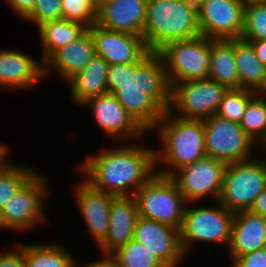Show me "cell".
I'll return each mask as SVG.
<instances>
[{
  "label": "cell",
  "instance_id": "cell-20",
  "mask_svg": "<svg viewBox=\"0 0 266 267\" xmlns=\"http://www.w3.org/2000/svg\"><path fill=\"white\" fill-rule=\"evenodd\" d=\"M139 217L134 196H115L109 215V232L99 245L101 254L111 255L125 246L134 236V226Z\"/></svg>",
  "mask_w": 266,
  "mask_h": 267
},
{
  "label": "cell",
  "instance_id": "cell-15",
  "mask_svg": "<svg viewBox=\"0 0 266 267\" xmlns=\"http://www.w3.org/2000/svg\"><path fill=\"white\" fill-rule=\"evenodd\" d=\"M133 239L146 246L167 267H177L185 257L179 229L168 224L138 217Z\"/></svg>",
  "mask_w": 266,
  "mask_h": 267
},
{
  "label": "cell",
  "instance_id": "cell-38",
  "mask_svg": "<svg viewBox=\"0 0 266 267\" xmlns=\"http://www.w3.org/2000/svg\"><path fill=\"white\" fill-rule=\"evenodd\" d=\"M249 211L266 217V188L256 197Z\"/></svg>",
  "mask_w": 266,
  "mask_h": 267
},
{
  "label": "cell",
  "instance_id": "cell-32",
  "mask_svg": "<svg viewBox=\"0 0 266 267\" xmlns=\"http://www.w3.org/2000/svg\"><path fill=\"white\" fill-rule=\"evenodd\" d=\"M241 38L244 40H266V1L246 2Z\"/></svg>",
  "mask_w": 266,
  "mask_h": 267
},
{
  "label": "cell",
  "instance_id": "cell-21",
  "mask_svg": "<svg viewBox=\"0 0 266 267\" xmlns=\"http://www.w3.org/2000/svg\"><path fill=\"white\" fill-rule=\"evenodd\" d=\"M95 54L94 38L87 29L79 38L56 50L44 62V76L46 78L54 70L66 82L83 70Z\"/></svg>",
  "mask_w": 266,
  "mask_h": 267
},
{
  "label": "cell",
  "instance_id": "cell-7",
  "mask_svg": "<svg viewBox=\"0 0 266 267\" xmlns=\"http://www.w3.org/2000/svg\"><path fill=\"white\" fill-rule=\"evenodd\" d=\"M216 205L191 208L186 205L180 232L183 251L186 253L194 242L229 245L234 212L215 201Z\"/></svg>",
  "mask_w": 266,
  "mask_h": 267
},
{
  "label": "cell",
  "instance_id": "cell-12",
  "mask_svg": "<svg viewBox=\"0 0 266 267\" xmlns=\"http://www.w3.org/2000/svg\"><path fill=\"white\" fill-rule=\"evenodd\" d=\"M227 163L208 156L183 166L171 178L188 203L198 202L208 195L218 201Z\"/></svg>",
  "mask_w": 266,
  "mask_h": 267
},
{
  "label": "cell",
  "instance_id": "cell-19",
  "mask_svg": "<svg viewBox=\"0 0 266 267\" xmlns=\"http://www.w3.org/2000/svg\"><path fill=\"white\" fill-rule=\"evenodd\" d=\"M44 77L43 62L39 63L21 50H0V90L28 91Z\"/></svg>",
  "mask_w": 266,
  "mask_h": 267
},
{
  "label": "cell",
  "instance_id": "cell-4",
  "mask_svg": "<svg viewBox=\"0 0 266 267\" xmlns=\"http://www.w3.org/2000/svg\"><path fill=\"white\" fill-rule=\"evenodd\" d=\"M201 36L197 2L194 0H148L143 28L147 49L158 52L172 41Z\"/></svg>",
  "mask_w": 266,
  "mask_h": 267
},
{
  "label": "cell",
  "instance_id": "cell-33",
  "mask_svg": "<svg viewBox=\"0 0 266 267\" xmlns=\"http://www.w3.org/2000/svg\"><path fill=\"white\" fill-rule=\"evenodd\" d=\"M100 0H61L62 19L78 22L90 28L96 23Z\"/></svg>",
  "mask_w": 266,
  "mask_h": 267
},
{
  "label": "cell",
  "instance_id": "cell-36",
  "mask_svg": "<svg viewBox=\"0 0 266 267\" xmlns=\"http://www.w3.org/2000/svg\"><path fill=\"white\" fill-rule=\"evenodd\" d=\"M15 249L0 252V267H25L24 245H18Z\"/></svg>",
  "mask_w": 266,
  "mask_h": 267
},
{
  "label": "cell",
  "instance_id": "cell-27",
  "mask_svg": "<svg viewBox=\"0 0 266 267\" xmlns=\"http://www.w3.org/2000/svg\"><path fill=\"white\" fill-rule=\"evenodd\" d=\"M25 267H76V258L61 244L30 243L24 245Z\"/></svg>",
  "mask_w": 266,
  "mask_h": 267
},
{
  "label": "cell",
  "instance_id": "cell-23",
  "mask_svg": "<svg viewBox=\"0 0 266 267\" xmlns=\"http://www.w3.org/2000/svg\"><path fill=\"white\" fill-rule=\"evenodd\" d=\"M109 63L102 57L94 55L83 70L75 73L66 83L70 86V98L75 105L108 93L107 72Z\"/></svg>",
  "mask_w": 266,
  "mask_h": 267
},
{
  "label": "cell",
  "instance_id": "cell-5",
  "mask_svg": "<svg viewBox=\"0 0 266 267\" xmlns=\"http://www.w3.org/2000/svg\"><path fill=\"white\" fill-rule=\"evenodd\" d=\"M133 196L140 217L180 230L188 202L171 177L155 173Z\"/></svg>",
  "mask_w": 266,
  "mask_h": 267
},
{
  "label": "cell",
  "instance_id": "cell-3",
  "mask_svg": "<svg viewBox=\"0 0 266 267\" xmlns=\"http://www.w3.org/2000/svg\"><path fill=\"white\" fill-rule=\"evenodd\" d=\"M156 129L163 146L159 150L155 149L157 174L171 177L183 166L206 156L203 120L178 118L167 111ZM160 162L168 168L158 169Z\"/></svg>",
  "mask_w": 266,
  "mask_h": 267
},
{
  "label": "cell",
  "instance_id": "cell-30",
  "mask_svg": "<svg viewBox=\"0 0 266 267\" xmlns=\"http://www.w3.org/2000/svg\"><path fill=\"white\" fill-rule=\"evenodd\" d=\"M111 255L121 267H167L158 256L134 239Z\"/></svg>",
  "mask_w": 266,
  "mask_h": 267
},
{
  "label": "cell",
  "instance_id": "cell-44",
  "mask_svg": "<svg viewBox=\"0 0 266 267\" xmlns=\"http://www.w3.org/2000/svg\"><path fill=\"white\" fill-rule=\"evenodd\" d=\"M0 229H1V230H2V229L5 230V227H4L3 222H2V220H1V216H0Z\"/></svg>",
  "mask_w": 266,
  "mask_h": 267
},
{
  "label": "cell",
  "instance_id": "cell-2",
  "mask_svg": "<svg viewBox=\"0 0 266 267\" xmlns=\"http://www.w3.org/2000/svg\"><path fill=\"white\" fill-rule=\"evenodd\" d=\"M128 143L103 149L79 163L85 181L115 196H133L155 173V150Z\"/></svg>",
  "mask_w": 266,
  "mask_h": 267
},
{
  "label": "cell",
  "instance_id": "cell-26",
  "mask_svg": "<svg viewBox=\"0 0 266 267\" xmlns=\"http://www.w3.org/2000/svg\"><path fill=\"white\" fill-rule=\"evenodd\" d=\"M41 38L42 61L45 62L56 50L79 38L88 28L81 23L66 19L50 20L37 26Z\"/></svg>",
  "mask_w": 266,
  "mask_h": 267
},
{
  "label": "cell",
  "instance_id": "cell-16",
  "mask_svg": "<svg viewBox=\"0 0 266 267\" xmlns=\"http://www.w3.org/2000/svg\"><path fill=\"white\" fill-rule=\"evenodd\" d=\"M148 0L100 1L96 25L110 31L143 36Z\"/></svg>",
  "mask_w": 266,
  "mask_h": 267
},
{
  "label": "cell",
  "instance_id": "cell-17",
  "mask_svg": "<svg viewBox=\"0 0 266 267\" xmlns=\"http://www.w3.org/2000/svg\"><path fill=\"white\" fill-rule=\"evenodd\" d=\"M88 29L94 38L96 55L109 65L137 62L148 51L143 36L106 30L96 24Z\"/></svg>",
  "mask_w": 266,
  "mask_h": 267
},
{
  "label": "cell",
  "instance_id": "cell-34",
  "mask_svg": "<svg viewBox=\"0 0 266 267\" xmlns=\"http://www.w3.org/2000/svg\"><path fill=\"white\" fill-rule=\"evenodd\" d=\"M59 19H62L61 0H36L33 13L26 20L38 26Z\"/></svg>",
  "mask_w": 266,
  "mask_h": 267
},
{
  "label": "cell",
  "instance_id": "cell-6",
  "mask_svg": "<svg viewBox=\"0 0 266 267\" xmlns=\"http://www.w3.org/2000/svg\"><path fill=\"white\" fill-rule=\"evenodd\" d=\"M161 55L170 87L181 81L207 79L211 61V39L199 36L190 40L172 41L161 48Z\"/></svg>",
  "mask_w": 266,
  "mask_h": 267
},
{
  "label": "cell",
  "instance_id": "cell-42",
  "mask_svg": "<svg viewBox=\"0 0 266 267\" xmlns=\"http://www.w3.org/2000/svg\"><path fill=\"white\" fill-rule=\"evenodd\" d=\"M257 94H258L260 97L266 99V79H265V83H264L263 87L259 90V92H258Z\"/></svg>",
  "mask_w": 266,
  "mask_h": 267
},
{
  "label": "cell",
  "instance_id": "cell-18",
  "mask_svg": "<svg viewBox=\"0 0 266 267\" xmlns=\"http://www.w3.org/2000/svg\"><path fill=\"white\" fill-rule=\"evenodd\" d=\"M75 195L78 210L84 218L91 237L100 245L109 232V215L115 195L94 189L83 180L76 185Z\"/></svg>",
  "mask_w": 266,
  "mask_h": 267
},
{
  "label": "cell",
  "instance_id": "cell-31",
  "mask_svg": "<svg viewBox=\"0 0 266 267\" xmlns=\"http://www.w3.org/2000/svg\"><path fill=\"white\" fill-rule=\"evenodd\" d=\"M257 95V92L244 89H228L222 98L215 115L220 118L240 123L248 103Z\"/></svg>",
  "mask_w": 266,
  "mask_h": 267
},
{
  "label": "cell",
  "instance_id": "cell-24",
  "mask_svg": "<svg viewBox=\"0 0 266 267\" xmlns=\"http://www.w3.org/2000/svg\"><path fill=\"white\" fill-rule=\"evenodd\" d=\"M208 78L227 89L240 88L234 54V39H211V61Z\"/></svg>",
  "mask_w": 266,
  "mask_h": 267
},
{
  "label": "cell",
  "instance_id": "cell-40",
  "mask_svg": "<svg viewBox=\"0 0 266 267\" xmlns=\"http://www.w3.org/2000/svg\"><path fill=\"white\" fill-rule=\"evenodd\" d=\"M102 258V259H101ZM99 260L85 264L84 267H121L112 255H104Z\"/></svg>",
  "mask_w": 266,
  "mask_h": 267
},
{
  "label": "cell",
  "instance_id": "cell-37",
  "mask_svg": "<svg viewBox=\"0 0 266 267\" xmlns=\"http://www.w3.org/2000/svg\"><path fill=\"white\" fill-rule=\"evenodd\" d=\"M8 6L22 19H27L34 10L36 0H5Z\"/></svg>",
  "mask_w": 266,
  "mask_h": 267
},
{
  "label": "cell",
  "instance_id": "cell-29",
  "mask_svg": "<svg viewBox=\"0 0 266 267\" xmlns=\"http://www.w3.org/2000/svg\"><path fill=\"white\" fill-rule=\"evenodd\" d=\"M245 133L256 143L266 141V99L258 94L248 103L240 122Z\"/></svg>",
  "mask_w": 266,
  "mask_h": 267
},
{
  "label": "cell",
  "instance_id": "cell-43",
  "mask_svg": "<svg viewBox=\"0 0 266 267\" xmlns=\"http://www.w3.org/2000/svg\"><path fill=\"white\" fill-rule=\"evenodd\" d=\"M246 2H265L266 0H245Z\"/></svg>",
  "mask_w": 266,
  "mask_h": 267
},
{
  "label": "cell",
  "instance_id": "cell-41",
  "mask_svg": "<svg viewBox=\"0 0 266 267\" xmlns=\"http://www.w3.org/2000/svg\"><path fill=\"white\" fill-rule=\"evenodd\" d=\"M9 147L5 146L4 144L0 143V167L8 160Z\"/></svg>",
  "mask_w": 266,
  "mask_h": 267
},
{
  "label": "cell",
  "instance_id": "cell-1",
  "mask_svg": "<svg viewBox=\"0 0 266 267\" xmlns=\"http://www.w3.org/2000/svg\"><path fill=\"white\" fill-rule=\"evenodd\" d=\"M107 87L145 132L154 131L169 110L171 87L158 52L148 50L137 62L109 65Z\"/></svg>",
  "mask_w": 266,
  "mask_h": 267
},
{
  "label": "cell",
  "instance_id": "cell-9",
  "mask_svg": "<svg viewBox=\"0 0 266 267\" xmlns=\"http://www.w3.org/2000/svg\"><path fill=\"white\" fill-rule=\"evenodd\" d=\"M227 90L210 78L175 83L168 111L178 118L204 120L216 114Z\"/></svg>",
  "mask_w": 266,
  "mask_h": 267
},
{
  "label": "cell",
  "instance_id": "cell-13",
  "mask_svg": "<svg viewBox=\"0 0 266 267\" xmlns=\"http://www.w3.org/2000/svg\"><path fill=\"white\" fill-rule=\"evenodd\" d=\"M245 0H198L200 33L210 39L241 38Z\"/></svg>",
  "mask_w": 266,
  "mask_h": 267
},
{
  "label": "cell",
  "instance_id": "cell-45",
  "mask_svg": "<svg viewBox=\"0 0 266 267\" xmlns=\"http://www.w3.org/2000/svg\"><path fill=\"white\" fill-rule=\"evenodd\" d=\"M261 146L264 147V150H265V153H266V141Z\"/></svg>",
  "mask_w": 266,
  "mask_h": 267
},
{
  "label": "cell",
  "instance_id": "cell-35",
  "mask_svg": "<svg viewBox=\"0 0 266 267\" xmlns=\"http://www.w3.org/2000/svg\"><path fill=\"white\" fill-rule=\"evenodd\" d=\"M229 267H266V247L234 258Z\"/></svg>",
  "mask_w": 266,
  "mask_h": 267
},
{
  "label": "cell",
  "instance_id": "cell-28",
  "mask_svg": "<svg viewBox=\"0 0 266 267\" xmlns=\"http://www.w3.org/2000/svg\"><path fill=\"white\" fill-rule=\"evenodd\" d=\"M29 165H19L9 159L0 167V209L37 172Z\"/></svg>",
  "mask_w": 266,
  "mask_h": 267
},
{
  "label": "cell",
  "instance_id": "cell-8",
  "mask_svg": "<svg viewBox=\"0 0 266 267\" xmlns=\"http://www.w3.org/2000/svg\"><path fill=\"white\" fill-rule=\"evenodd\" d=\"M266 188V160L228 163L218 202L232 212L249 210Z\"/></svg>",
  "mask_w": 266,
  "mask_h": 267
},
{
  "label": "cell",
  "instance_id": "cell-11",
  "mask_svg": "<svg viewBox=\"0 0 266 267\" xmlns=\"http://www.w3.org/2000/svg\"><path fill=\"white\" fill-rule=\"evenodd\" d=\"M206 156L225 163L253 158L257 145L243 130L240 123L212 115L203 120Z\"/></svg>",
  "mask_w": 266,
  "mask_h": 267
},
{
  "label": "cell",
  "instance_id": "cell-25",
  "mask_svg": "<svg viewBox=\"0 0 266 267\" xmlns=\"http://www.w3.org/2000/svg\"><path fill=\"white\" fill-rule=\"evenodd\" d=\"M234 54L240 88L258 93L265 83L266 66L255 55L251 43L242 38L234 39Z\"/></svg>",
  "mask_w": 266,
  "mask_h": 267
},
{
  "label": "cell",
  "instance_id": "cell-14",
  "mask_svg": "<svg viewBox=\"0 0 266 267\" xmlns=\"http://www.w3.org/2000/svg\"><path fill=\"white\" fill-rule=\"evenodd\" d=\"M86 106L92 111L98 128L111 140L134 141L145 135V131L133 120L125 108L112 93H105L86 100L80 107Z\"/></svg>",
  "mask_w": 266,
  "mask_h": 267
},
{
  "label": "cell",
  "instance_id": "cell-22",
  "mask_svg": "<svg viewBox=\"0 0 266 267\" xmlns=\"http://www.w3.org/2000/svg\"><path fill=\"white\" fill-rule=\"evenodd\" d=\"M264 247H266V217L249 210L234 212L229 251H227L231 260Z\"/></svg>",
  "mask_w": 266,
  "mask_h": 267
},
{
  "label": "cell",
  "instance_id": "cell-10",
  "mask_svg": "<svg viewBox=\"0 0 266 267\" xmlns=\"http://www.w3.org/2000/svg\"><path fill=\"white\" fill-rule=\"evenodd\" d=\"M48 177L37 171L0 209L5 229L29 230L46 220L45 206ZM45 203V204H44ZM44 220V221H43Z\"/></svg>",
  "mask_w": 266,
  "mask_h": 267
},
{
  "label": "cell",
  "instance_id": "cell-39",
  "mask_svg": "<svg viewBox=\"0 0 266 267\" xmlns=\"http://www.w3.org/2000/svg\"><path fill=\"white\" fill-rule=\"evenodd\" d=\"M251 43L255 55L266 66V40H247Z\"/></svg>",
  "mask_w": 266,
  "mask_h": 267
}]
</instances>
